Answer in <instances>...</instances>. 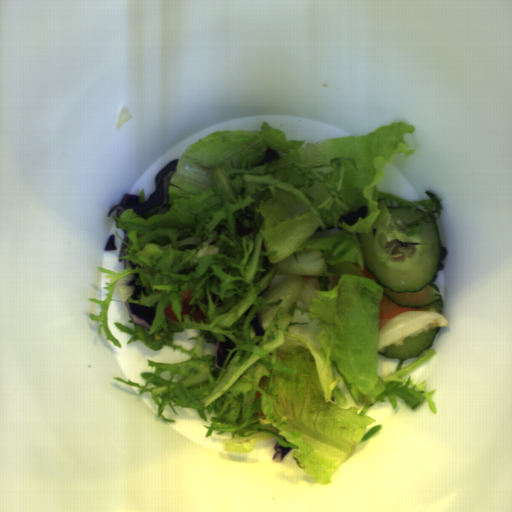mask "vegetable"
I'll use <instances>...</instances> for the list:
<instances>
[{
    "mask_svg": "<svg viewBox=\"0 0 512 512\" xmlns=\"http://www.w3.org/2000/svg\"><path fill=\"white\" fill-rule=\"evenodd\" d=\"M416 126L393 122L365 136L335 137L317 143L288 140L284 130L265 120L260 130L224 129L211 132L184 150L169 179L167 203L143 215L126 209L113 215L117 228L127 231V247L119 259L131 264L122 271L101 267L105 300L100 305L106 339L121 348L107 322L116 288L122 302L155 308L148 329L134 330L115 321L116 329L140 340L153 351L168 346L190 355L177 363L147 360L155 372L142 371L144 385L113 377L150 393L157 418L169 406L195 409L211 421L205 438L229 433L220 445L226 452L253 451L257 441L275 438L292 448L297 466L322 485L332 482L341 463L358 445L382 429H366L375 419L367 412L398 398L412 410L427 401L437 414L427 381L415 384L407 375L436 355L434 349L395 372L377 374L378 352L406 337L436 327H449L445 316L432 307L393 316L380 328L384 286L362 272L365 260L359 233H370L384 200L389 207L416 209L435 221L441 218L442 200L425 191L428 199L406 201L378 191L397 153L406 159L403 137ZM280 159L260 164L267 148ZM368 208L365 218L350 226L341 215ZM328 225L335 229L327 231ZM324 232H315L318 227ZM147 287L132 300L129 286L134 273ZM192 290L190 304L207 316L200 322L181 321L182 294ZM172 303L179 322L163 313ZM260 312L265 334L256 336L250 321ZM197 328L193 349L174 345L176 332ZM229 337L236 345L224 368L217 370L216 339ZM261 392L254 401L256 392Z\"/></svg>",
    "mask_w": 512,
    "mask_h": 512,
    "instance_id": "vegetable-1",
    "label": "vegetable"
},
{
    "mask_svg": "<svg viewBox=\"0 0 512 512\" xmlns=\"http://www.w3.org/2000/svg\"><path fill=\"white\" fill-rule=\"evenodd\" d=\"M139 196H140L139 200H140L141 204H144L146 202L145 188L141 189Z\"/></svg>",
    "mask_w": 512,
    "mask_h": 512,
    "instance_id": "vegetable-2",
    "label": "vegetable"
}]
</instances>
